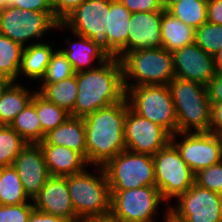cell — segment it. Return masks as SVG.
Returning <instances> with one entry per match:
<instances>
[{"label": "cell", "instance_id": "cell-1", "mask_svg": "<svg viewBox=\"0 0 222 222\" xmlns=\"http://www.w3.org/2000/svg\"><path fill=\"white\" fill-rule=\"evenodd\" d=\"M127 100L96 110L83 117L86 139V161L89 166L103 167L126 150L124 121Z\"/></svg>", "mask_w": 222, "mask_h": 222}, {"label": "cell", "instance_id": "cell-2", "mask_svg": "<svg viewBox=\"0 0 222 222\" xmlns=\"http://www.w3.org/2000/svg\"><path fill=\"white\" fill-rule=\"evenodd\" d=\"M78 93L73 117H85L96 110L123 101L126 90L118 58H109L94 69L77 73Z\"/></svg>", "mask_w": 222, "mask_h": 222}, {"label": "cell", "instance_id": "cell-3", "mask_svg": "<svg viewBox=\"0 0 222 222\" xmlns=\"http://www.w3.org/2000/svg\"><path fill=\"white\" fill-rule=\"evenodd\" d=\"M168 88L175 106L178 132L209 133L212 105L207 86L174 77Z\"/></svg>", "mask_w": 222, "mask_h": 222}, {"label": "cell", "instance_id": "cell-4", "mask_svg": "<svg viewBox=\"0 0 222 222\" xmlns=\"http://www.w3.org/2000/svg\"><path fill=\"white\" fill-rule=\"evenodd\" d=\"M89 168L67 176L71 202L81 221L106 217L111 212V190L105 171L98 166H92V171Z\"/></svg>", "mask_w": 222, "mask_h": 222}, {"label": "cell", "instance_id": "cell-5", "mask_svg": "<svg viewBox=\"0 0 222 222\" xmlns=\"http://www.w3.org/2000/svg\"><path fill=\"white\" fill-rule=\"evenodd\" d=\"M120 61L125 90L138 86L168 85L175 77L172 53L163 47L126 53Z\"/></svg>", "mask_w": 222, "mask_h": 222}, {"label": "cell", "instance_id": "cell-6", "mask_svg": "<svg viewBox=\"0 0 222 222\" xmlns=\"http://www.w3.org/2000/svg\"><path fill=\"white\" fill-rule=\"evenodd\" d=\"M109 8L110 0H85L54 31L69 29L70 33L91 39L110 58H118V51L109 43L105 29Z\"/></svg>", "mask_w": 222, "mask_h": 222}, {"label": "cell", "instance_id": "cell-7", "mask_svg": "<svg viewBox=\"0 0 222 222\" xmlns=\"http://www.w3.org/2000/svg\"><path fill=\"white\" fill-rule=\"evenodd\" d=\"M129 108L139 116L163 127L171 136L178 133L175 106L168 85L126 89Z\"/></svg>", "mask_w": 222, "mask_h": 222}, {"label": "cell", "instance_id": "cell-8", "mask_svg": "<svg viewBox=\"0 0 222 222\" xmlns=\"http://www.w3.org/2000/svg\"><path fill=\"white\" fill-rule=\"evenodd\" d=\"M59 23L54 12L22 10L12 6L0 13V34L26 47L43 42L46 34L50 35Z\"/></svg>", "mask_w": 222, "mask_h": 222}, {"label": "cell", "instance_id": "cell-9", "mask_svg": "<svg viewBox=\"0 0 222 222\" xmlns=\"http://www.w3.org/2000/svg\"><path fill=\"white\" fill-rule=\"evenodd\" d=\"M111 191L155 186L152 156L123 150L103 167Z\"/></svg>", "mask_w": 222, "mask_h": 222}, {"label": "cell", "instance_id": "cell-10", "mask_svg": "<svg viewBox=\"0 0 222 222\" xmlns=\"http://www.w3.org/2000/svg\"><path fill=\"white\" fill-rule=\"evenodd\" d=\"M155 186L163 199L171 204L179 195L185 193L194 184L195 173L182 159L179 151L170 142L153 156Z\"/></svg>", "mask_w": 222, "mask_h": 222}, {"label": "cell", "instance_id": "cell-11", "mask_svg": "<svg viewBox=\"0 0 222 222\" xmlns=\"http://www.w3.org/2000/svg\"><path fill=\"white\" fill-rule=\"evenodd\" d=\"M162 204L167 203L156 186L111 191L110 216L119 222H157Z\"/></svg>", "mask_w": 222, "mask_h": 222}, {"label": "cell", "instance_id": "cell-12", "mask_svg": "<svg viewBox=\"0 0 222 222\" xmlns=\"http://www.w3.org/2000/svg\"><path fill=\"white\" fill-rule=\"evenodd\" d=\"M169 205V213L183 222H222V195L197 184ZM175 204V205H174Z\"/></svg>", "mask_w": 222, "mask_h": 222}, {"label": "cell", "instance_id": "cell-13", "mask_svg": "<svg viewBox=\"0 0 222 222\" xmlns=\"http://www.w3.org/2000/svg\"><path fill=\"white\" fill-rule=\"evenodd\" d=\"M171 143L194 173L222 161V136L214 133L178 132Z\"/></svg>", "mask_w": 222, "mask_h": 222}, {"label": "cell", "instance_id": "cell-14", "mask_svg": "<svg viewBox=\"0 0 222 222\" xmlns=\"http://www.w3.org/2000/svg\"><path fill=\"white\" fill-rule=\"evenodd\" d=\"M124 141L126 150L153 156L171 142V135L163 127L132 111L127 102Z\"/></svg>", "mask_w": 222, "mask_h": 222}, {"label": "cell", "instance_id": "cell-15", "mask_svg": "<svg viewBox=\"0 0 222 222\" xmlns=\"http://www.w3.org/2000/svg\"><path fill=\"white\" fill-rule=\"evenodd\" d=\"M175 77L207 86L216 74L213 56L195 42L172 52Z\"/></svg>", "mask_w": 222, "mask_h": 222}, {"label": "cell", "instance_id": "cell-16", "mask_svg": "<svg viewBox=\"0 0 222 222\" xmlns=\"http://www.w3.org/2000/svg\"><path fill=\"white\" fill-rule=\"evenodd\" d=\"M161 20L162 11L132 13L128 40L118 51V59L137 50L161 48Z\"/></svg>", "mask_w": 222, "mask_h": 222}, {"label": "cell", "instance_id": "cell-17", "mask_svg": "<svg viewBox=\"0 0 222 222\" xmlns=\"http://www.w3.org/2000/svg\"><path fill=\"white\" fill-rule=\"evenodd\" d=\"M27 196L33 200L51 177L39 144L28 143L13 162Z\"/></svg>", "mask_w": 222, "mask_h": 222}, {"label": "cell", "instance_id": "cell-18", "mask_svg": "<svg viewBox=\"0 0 222 222\" xmlns=\"http://www.w3.org/2000/svg\"><path fill=\"white\" fill-rule=\"evenodd\" d=\"M36 210L59 216L69 222H80L75 214L67 185V177L51 176L32 200Z\"/></svg>", "mask_w": 222, "mask_h": 222}, {"label": "cell", "instance_id": "cell-19", "mask_svg": "<svg viewBox=\"0 0 222 222\" xmlns=\"http://www.w3.org/2000/svg\"><path fill=\"white\" fill-rule=\"evenodd\" d=\"M74 39L64 40L66 47L60 49L67 56L75 73L96 68L110 57L100 49L91 39L72 33ZM96 62V63H95Z\"/></svg>", "mask_w": 222, "mask_h": 222}, {"label": "cell", "instance_id": "cell-20", "mask_svg": "<svg viewBox=\"0 0 222 222\" xmlns=\"http://www.w3.org/2000/svg\"><path fill=\"white\" fill-rule=\"evenodd\" d=\"M43 151L50 176L67 177L80 173L89 167L86 159L65 146L39 145Z\"/></svg>", "mask_w": 222, "mask_h": 222}, {"label": "cell", "instance_id": "cell-21", "mask_svg": "<svg viewBox=\"0 0 222 222\" xmlns=\"http://www.w3.org/2000/svg\"><path fill=\"white\" fill-rule=\"evenodd\" d=\"M39 145L65 146L79 152L86 159L85 125L82 117L69 116L68 119L45 134Z\"/></svg>", "mask_w": 222, "mask_h": 222}, {"label": "cell", "instance_id": "cell-22", "mask_svg": "<svg viewBox=\"0 0 222 222\" xmlns=\"http://www.w3.org/2000/svg\"><path fill=\"white\" fill-rule=\"evenodd\" d=\"M36 92L37 89H29L22 82L8 81L0 92V125H10Z\"/></svg>", "mask_w": 222, "mask_h": 222}, {"label": "cell", "instance_id": "cell-23", "mask_svg": "<svg viewBox=\"0 0 222 222\" xmlns=\"http://www.w3.org/2000/svg\"><path fill=\"white\" fill-rule=\"evenodd\" d=\"M52 45L49 40H46L24 47L18 82H21L23 76H25V79L28 78L29 81L35 80V83L42 79L52 54L58 48L54 44Z\"/></svg>", "mask_w": 222, "mask_h": 222}, {"label": "cell", "instance_id": "cell-24", "mask_svg": "<svg viewBox=\"0 0 222 222\" xmlns=\"http://www.w3.org/2000/svg\"><path fill=\"white\" fill-rule=\"evenodd\" d=\"M195 29L174 17L167 10L162 11L161 41L162 47L174 52L194 42Z\"/></svg>", "mask_w": 222, "mask_h": 222}, {"label": "cell", "instance_id": "cell-25", "mask_svg": "<svg viewBox=\"0 0 222 222\" xmlns=\"http://www.w3.org/2000/svg\"><path fill=\"white\" fill-rule=\"evenodd\" d=\"M132 13L119 1L110 0L106 34L109 43L119 51L128 40V25Z\"/></svg>", "mask_w": 222, "mask_h": 222}, {"label": "cell", "instance_id": "cell-26", "mask_svg": "<svg viewBox=\"0 0 222 222\" xmlns=\"http://www.w3.org/2000/svg\"><path fill=\"white\" fill-rule=\"evenodd\" d=\"M37 92L49 102L65 109L68 113L74 110L77 98V73L54 84H39Z\"/></svg>", "mask_w": 222, "mask_h": 222}, {"label": "cell", "instance_id": "cell-27", "mask_svg": "<svg viewBox=\"0 0 222 222\" xmlns=\"http://www.w3.org/2000/svg\"><path fill=\"white\" fill-rule=\"evenodd\" d=\"M32 201L13 165L0 167V205H20Z\"/></svg>", "mask_w": 222, "mask_h": 222}, {"label": "cell", "instance_id": "cell-28", "mask_svg": "<svg viewBox=\"0 0 222 222\" xmlns=\"http://www.w3.org/2000/svg\"><path fill=\"white\" fill-rule=\"evenodd\" d=\"M24 47L0 34V75L7 81H17Z\"/></svg>", "mask_w": 222, "mask_h": 222}, {"label": "cell", "instance_id": "cell-29", "mask_svg": "<svg viewBox=\"0 0 222 222\" xmlns=\"http://www.w3.org/2000/svg\"><path fill=\"white\" fill-rule=\"evenodd\" d=\"M31 102L36 108V113L41 123L42 141L45 134L64 123L70 116V113H68L65 109L49 102L38 92L34 94Z\"/></svg>", "mask_w": 222, "mask_h": 222}, {"label": "cell", "instance_id": "cell-30", "mask_svg": "<svg viewBox=\"0 0 222 222\" xmlns=\"http://www.w3.org/2000/svg\"><path fill=\"white\" fill-rule=\"evenodd\" d=\"M9 126L28 143L38 144L42 141L41 123L32 102L14 118Z\"/></svg>", "mask_w": 222, "mask_h": 222}, {"label": "cell", "instance_id": "cell-31", "mask_svg": "<svg viewBox=\"0 0 222 222\" xmlns=\"http://www.w3.org/2000/svg\"><path fill=\"white\" fill-rule=\"evenodd\" d=\"M207 3L208 0H181L167 11L196 30L207 22Z\"/></svg>", "mask_w": 222, "mask_h": 222}, {"label": "cell", "instance_id": "cell-32", "mask_svg": "<svg viewBox=\"0 0 222 222\" xmlns=\"http://www.w3.org/2000/svg\"><path fill=\"white\" fill-rule=\"evenodd\" d=\"M27 144L9 125H0V167L12 165Z\"/></svg>", "mask_w": 222, "mask_h": 222}, {"label": "cell", "instance_id": "cell-33", "mask_svg": "<svg viewBox=\"0 0 222 222\" xmlns=\"http://www.w3.org/2000/svg\"><path fill=\"white\" fill-rule=\"evenodd\" d=\"M74 75L75 72L67 56L58 47L51 56L45 75L37 84H54Z\"/></svg>", "mask_w": 222, "mask_h": 222}, {"label": "cell", "instance_id": "cell-34", "mask_svg": "<svg viewBox=\"0 0 222 222\" xmlns=\"http://www.w3.org/2000/svg\"><path fill=\"white\" fill-rule=\"evenodd\" d=\"M194 42L213 56L222 47V25L204 23L195 30Z\"/></svg>", "mask_w": 222, "mask_h": 222}, {"label": "cell", "instance_id": "cell-35", "mask_svg": "<svg viewBox=\"0 0 222 222\" xmlns=\"http://www.w3.org/2000/svg\"><path fill=\"white\" fill-rule=\"evenodd\" d=\"M194 183L222 195V161L197 171Z\"/></svg>", "mask_w": 222, "mask_h": 222}, {"label": "cell", "instance_id": "cell-36", "mask_svg": "<svg viewBox=\"0 0 222 222\" xmlns=\"http://www.w3.org/2000/svg\"><path fill=\"white\" fill-rule=\"evenodd\" d=\"M34 209L32 201L20 205H0V222H28Z\"/></svg>", "mask_w": 222, "mask_h": 222}, {"label": "cell", "instance_id": "cell-37", "mask_svg": "<svg viewBox=\"0 0 222 222\" xmlns=\"http://www.w3.org/2000/svg\"><path fill=\"white\" fill-rule=\"evenodd\" d=\"M6 6H15L22 10L53 12L51 0H6Z\"/></svg>", "mask_w": 222, "mask_h": 222}, {"label": "cell", "instance_id": "cell-38", "mask_svg": "<svg viewBox=\"0 0 222 222\" xmlns=\"http://www.w3.org/2000/svg\"><path fill=\"white\" fill-rule=\"evenodd\" d=\"M131 13L163 11L159 0H119Z\"/></svg>", "mask_w": 222, "mask_h": 222}, {"label": "cell", "instance_id": "cell-39", "mask_svg": "<svg viewBox=\"0 0 222 222\" xmlns=\"http://www.w3.org/2000/svg\"><path fill=\"white\" fill-rule=\"evenodd\" d=\"M85 0H51L55 18L61 22Z\"/></svg>", "mask_w": 222, "mask_h": 222}, {"label": "cell", "instance_id": "cell-40", "mask_svg": "<svg viewBox=\"0 0 222 222\" xmlns=\"http://www.w3.org/2000/svg\"><path fill=\"white\" fill-rule=\"evenodd\" d=\"M208 96L211 104L222 103V72H216L207 85Z\"/></svg>", "mask_w": 222, "mask_h": 222}, {"label": "cell", "instance_id": "cell-41", "mask_svg": "<svg viewBox=\"0 0 222 222\" xmlns=\"http://www.w3.org/2000/svg\"><path fill=\"white\" fill-rule=\"evenodd\" d=\"M211 105L210 132L222 136V103Z\"/></svg>", "mask_w": 222, "mask_h": 222}, {"label": "cell", "instance_id": "cell-42", "mask_svg": "<svg viewBox=\"0 0 222 222\" xmlns=\"http://www.w3.org/2000/svg\"><path fill=\"white\" fill-rule=\"evenodd\" d=\"M207 22L222 25V0H208Z\"/></svg>", "mask_w": 222, "mask_h": 222}, {"label": "cell", "instance_id": "cell-43", "mask_svg": "<svg viewBox=\"0 0 222 222\" xmlns=\"http://www.w3.org/2000/svg\"><path fill=\"white\" fill-rule=\"evenodd\" d=\"M28 222H69L59 216L50 215L34 209Z\"/></svg>", "mask_w": 222, "mask_h": 222}, {"label": "cell", "instance_id": "cell-44", "mask_svg": "<svg viewBox=\"0 0 222 222\" xmlns=\"http://www.w3.org/2000/svg\"><path fill=\"white\" fill-rule=\"evenodd\" d=\"M216 72H222V47L213 55Z\"/></svg>", "mask_w": 222, "mask_h": 222}, {"label": "cell", "instance_id": "cell-45", "mask_svg": "<svg viewBox=\"0 0 222 222\" xmlns=\"http://www.w3.org/2000/svg\"><path fill=\"white\" fill-rule=\"evenodd\" d=\"M80 222H119L116 219L112 218L110 215L106 217H97V218H88Z\"/></svg>", "mask_w": 222, "mask_h": 222}, {"label": "cell", "instance_id": "cell-46", "mask_svg": "<svg viewBox=\"0 0 222 222\" xmlns=\"http://www.w3.org/2000/svg\"><path fill=\"white\" fill-rule=\"evenodd\" d=\"M163 210H165V211H163L164 218H163V221H161V222H183V221L176 219L172 214L169 213V205L168 204L166 205V208Z\"/></svg>", "mask_w": 222, "mask_h": 222}, {"label": "cell", "instance_id": "cell-47", "mask_svg": "<svg viewBox=\"0 0 222 222\" xmlns=\"http://www.w3.org/2000/svg\"><path fill=\"white\" fill-rule=\"evenodd\" d=\"M164 10H168L173 4L181 0H159Z\"/></svg>", "mask_w": 222, "mask_h": 222}, {"label": "cell", "instance_id": "cell-48", "mask_svg": "<svg viewBox=\"0 0 222 222\" xmlns=\"http://www.w3.org/2000/svg\"><path fill=\"white\" fill-rule=\"evenodd\" d=\"M7 82L8 81L0 75V92H1L2 88L6 85Z\"/></svg>", "mask_w": 222, "mask_h": 222}, {"label": "cell", "instance_id": "cell-49", "mask_svg": "<svg viewBox=\"0 0 222 222\" xmlns=\"http://www.w3.org/2000/svg\"><path fill=\"white\" fill-rule=\"evenodd\" d=\"M7 8L6 6V0H0V13Z\"/></svg>", "mask_w": 222, "mask_h": 222}]
</instances>
